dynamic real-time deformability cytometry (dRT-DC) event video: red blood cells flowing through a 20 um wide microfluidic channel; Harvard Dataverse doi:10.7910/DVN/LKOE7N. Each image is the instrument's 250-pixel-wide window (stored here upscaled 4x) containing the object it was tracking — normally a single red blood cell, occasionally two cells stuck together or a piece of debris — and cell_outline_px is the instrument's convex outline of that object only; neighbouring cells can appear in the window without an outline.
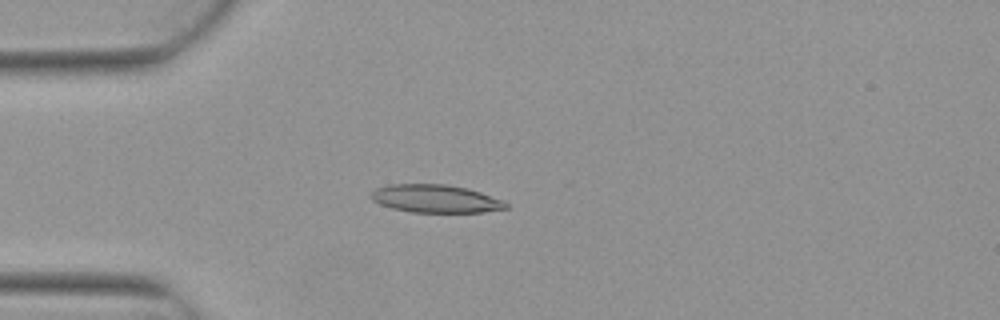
{"species": "Egyptian fruit bat (a non-hibernating species)", "species_latin": "Rousettus aegyptiacus", "temperature_condition": "warm", "stored_images_in_passage": 2, "camera_frame_rate_fps": 3000, "um_per_image_px": 0.085, "animal": {"sex": "female"}, "frame": {"image": 1, "passage_image": 2, "time_ms": 0.333, "image_size_px": [1000, 320], "cell_outline_px": [[508, 208], [484, 212], [412, 212], [392, 208], [380, 204], [372, 200], [372, 192], [376, 188], [388, 184], [448, 184], [468, 188], [504, 200], [508, 204]], "centroid_in_image_um": [37.05, 16.88], "position_along_channel_um": 48.0, "area_um2": 22.02}}